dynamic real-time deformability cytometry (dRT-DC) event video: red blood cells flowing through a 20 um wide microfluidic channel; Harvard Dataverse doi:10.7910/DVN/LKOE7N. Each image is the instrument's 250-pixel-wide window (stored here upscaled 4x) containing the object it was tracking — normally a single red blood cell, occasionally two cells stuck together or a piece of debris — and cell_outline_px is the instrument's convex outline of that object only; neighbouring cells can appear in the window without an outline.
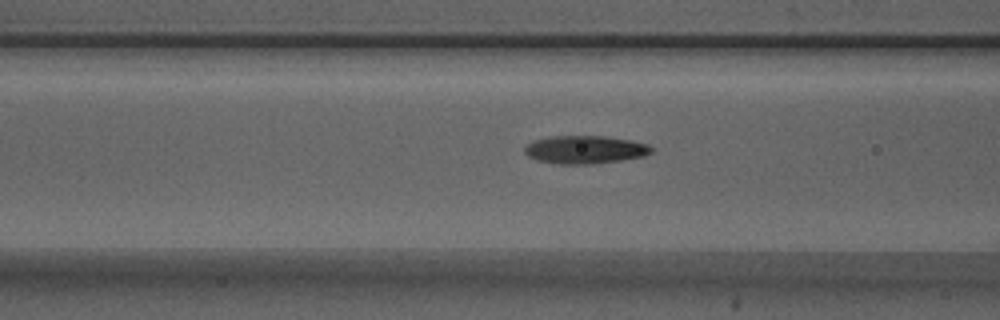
{"species": "Egyptian fruit bat (a non-hibernating species)", "species_latin": "Rousettus aegyptiacus", "temperature_condition": "warm", "stored_images_in_passage": 39, "camera_frame_rate_fps": 3000, "um_per_image_px": 0.085, "animal": {"sex": "male"}, "frame": {"image": 1, "passage_image": 12, "time_ms": 3.667, "image_size_px": [1000, 320], "cell_outline_px": [[652, 152], [644, 156], [620, 160], [592, 164], [560, 164], [536, 160], [528, 156], [524, 152], [524, 148], [528, 144], [536, 140], [552, 136], [608, 136], [632, 140], [648, 144], [652, 148]], "centroid_in_image_um": [49.75, 12.71], "position_along_channel_um": 116.9, "area_um2": 20.69}}
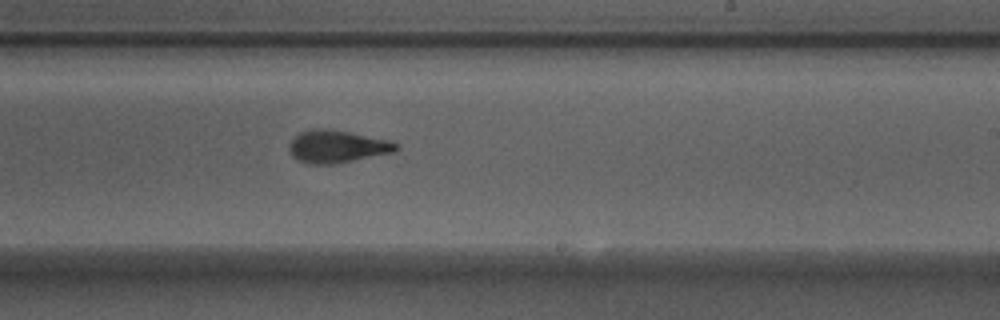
{"frame": {"image": 2, "passage_image": 23, "time_ms": 7.333, "image_size_px": [1000, 320], "cell_outline_px": [[400, 148], [396, 152], [332, 164], [312, 164], [300, 160], [292, 156], [288, 148], [288, 144], [300, 132], [312, 128], [332, 128], [392, 140], [400, 144]], "centroid_in_image_um": [28.71, 12.42], "position_along_channel_um": 260.3, "area_um2": 20.63}}
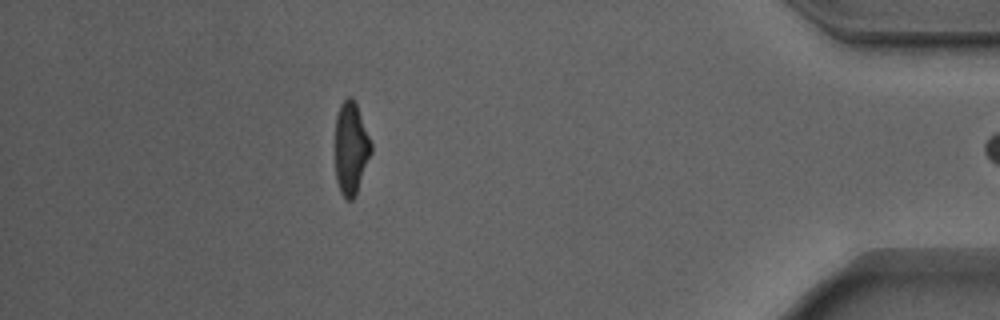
{"frame": {"image": 3, "passage_image": 38, "time_ms": 12.333, "image_size_px": [1000, 320], "cell_outline_px": [[372, 152], [356, 196], [352, 200], [348, 200], [340, 192], [336, 180], [336, 116], [340, 104], [348, 96], [352, 96], [356, 100], [372, 144]], "centroid_in_image_um": [29.85, 12.58], "position_along_channel_um": 405.3, "area_um2": 19.65}}